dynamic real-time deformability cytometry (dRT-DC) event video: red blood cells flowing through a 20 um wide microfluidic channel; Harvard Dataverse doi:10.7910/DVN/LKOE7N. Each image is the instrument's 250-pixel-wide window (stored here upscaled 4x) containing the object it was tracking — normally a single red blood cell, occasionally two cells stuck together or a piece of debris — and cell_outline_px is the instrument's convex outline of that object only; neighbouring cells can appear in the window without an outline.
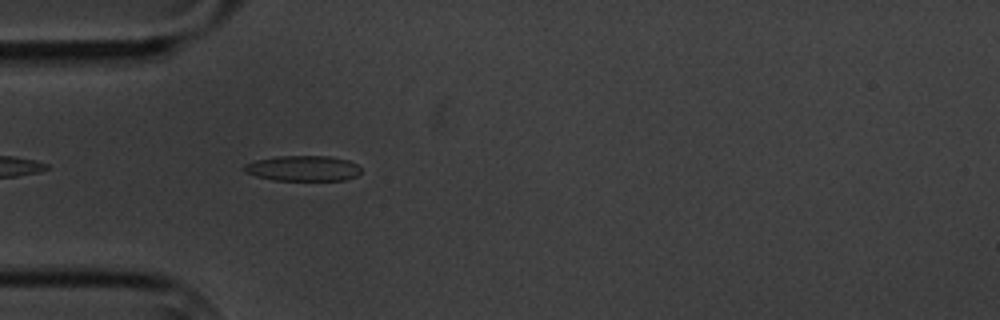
{"species": "common noctule bat (a hibernating species)", "species_latin": "Nyctalus noctula", "temperature_condition": "cold", "stored_images_in_passage": 3, "camera_frame_rate_fps": 3000, "um_per_image_px": 0.085, "animal": {"sex": "male", "body_mass_g": 20.1, "forearm_length_mm": 53.5}, "frame": {"image": 1, "passage_image": 3, "time_ms": 2.333, "image_size_px": [1000, 320], "cell_outline_px": [[360, 172], [356, 176], [344, 180], [272, 180], [256, 176], [244, 172], [244, 164], [256, 160], [276, 156], [328, 156], [348, 160], [356, 164], [360, 168]], "centroid_in_image_um": [25.73, 14.31], "position_along_channel_um": 59.3, "area_um2": 17.28}}